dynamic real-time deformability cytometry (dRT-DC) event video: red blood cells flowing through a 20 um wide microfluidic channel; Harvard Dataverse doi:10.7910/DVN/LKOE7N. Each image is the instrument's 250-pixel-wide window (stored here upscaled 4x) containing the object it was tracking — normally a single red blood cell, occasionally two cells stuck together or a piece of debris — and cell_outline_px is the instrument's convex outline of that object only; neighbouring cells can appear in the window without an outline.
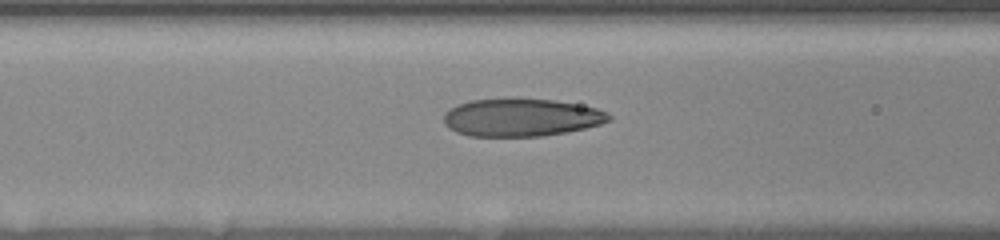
{"species": "human", "species_latin": "Homo sapiens", "temperature_condition": "room temperature", "stored_images_in_passage": 8, "camera_frame_rate_fps": 3000, "um_per_image_px": 0.085, "donor": {"sex": "female"}, "frame": {"image": 1, "passage_image": 6, "time_ms": 1.333, "image_size_px": [1000, 240], "cell_outline_px": [[612, 120], [600, 124], [584, 128], [564, 132], [540, 136], [468, 136], [456, 132], [448, 128], [444, 124], [444, 112], [448, 108], [472, 100], [516, 96], [552, 100], [576, 104], [596, 108], [608, 112], [612, 116]], "centroid_in_image_um": [44.27, 9.96], "position_along_channel_um": 122.3, "area_um2": 36.99}}